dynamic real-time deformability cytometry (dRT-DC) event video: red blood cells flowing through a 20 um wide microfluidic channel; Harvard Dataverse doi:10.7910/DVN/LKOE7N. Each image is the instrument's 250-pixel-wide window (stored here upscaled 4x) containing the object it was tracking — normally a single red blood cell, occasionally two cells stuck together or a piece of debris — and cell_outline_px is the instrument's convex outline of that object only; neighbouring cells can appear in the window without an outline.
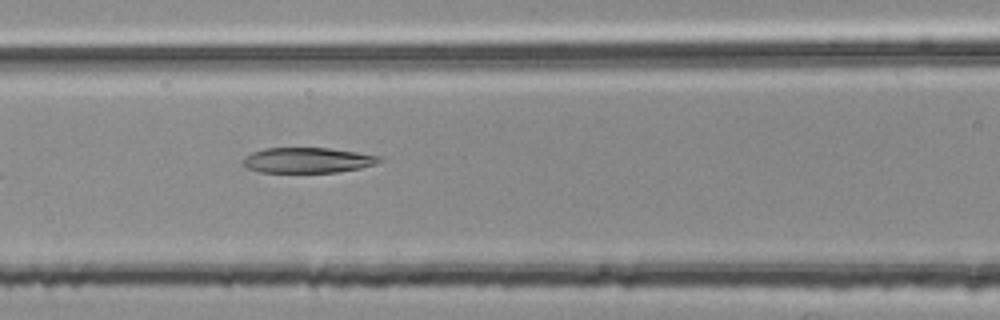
{"species": "common noctule bat (a hibernating species)", "species_latin": "Nyctalus noctula", "temperature_condition": "room temperature", "stored_images_in_passage": 5, "camera_frame_rate_fps": 3000, "um_per_image_px": 0.085, "animal": {"sex": "female", "body_mass_g": 25.1}, "frame": {"image": 1, "passage_image": 5, "time_ms": 1.333, "image_size_px": [1000, 320], "cell_outline_px": [[384, 160], [376, 164], [360, 168], [336, 172], [260, 172], [248, 168], [244, 164], [244, 156], [252, 152], [264, 148], [328, 148], [356, 152], [380, 156]], "centroid_in_image_um": [26.16, 13.61], "position_along_channel_um": 140.4, "area_um2": 20.06}}